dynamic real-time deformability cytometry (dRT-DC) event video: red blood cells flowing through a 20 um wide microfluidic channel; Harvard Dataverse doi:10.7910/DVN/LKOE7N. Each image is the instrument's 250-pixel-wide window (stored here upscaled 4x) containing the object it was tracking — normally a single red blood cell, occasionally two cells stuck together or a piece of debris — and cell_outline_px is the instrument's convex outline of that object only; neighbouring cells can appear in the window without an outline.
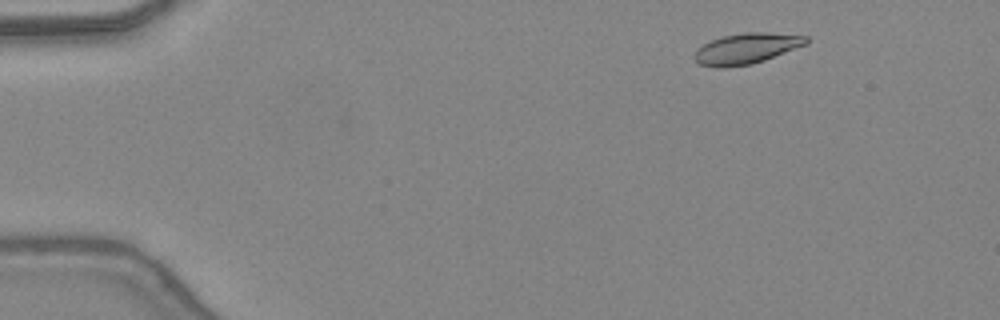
{"species": "common noctule bat (a hibernating species)", "species_latin": "Nyctalus noctula", "temperature_condition": "warm", "stored_images_in_passage": 15, "camera_frame_rate_fps": 3000, "um_per_image_px": 0.085, "animal": {"sex": "female", "body_mass_g": 24.6, "forearm_length_mm": 56.2}, "frame": {"image": 1, "passage_image": 4, "time_ms": 1.0, "image_size_px": [1000, 320], "cell_outline_px": [[808, 44], [764, 60], [752, 64], [724, 68], [716, 68], [700, 64], [692, 56], [696, 48], [712, 40], [724, 36], [744, 32], [764, 32], [808, 36]], "centroid_in_image_um": [63.43, 4.13], "position_along_channel_um": 21.6, "area_um2": 20.06}}
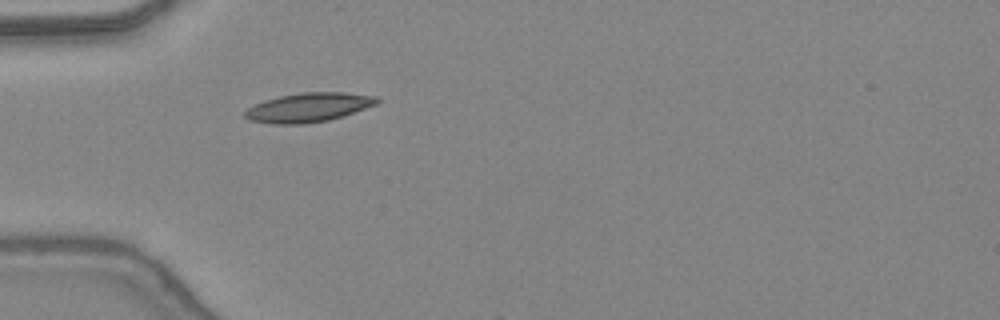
{"frame": {"image": 2, "passage_image": 13, "time_ms": 4.0, "image_size_px": [1000, 320], "cell_outline_px": [[380, 100], [376, 104], [344, 116], [328, 120], [304, 124], [272, 124], [248, 120], [244, 116], [244, 112], [248, 108], [264, 100], [280, 96], [300, 92], [344, 92], [380, 96]], "centroid_in_image_um": [26.24, 9.13], "position_along_channel_um": 58.8, "area_um2": 22.6}}